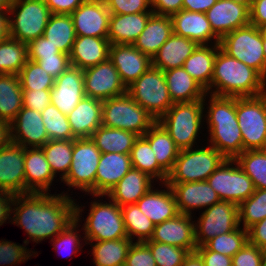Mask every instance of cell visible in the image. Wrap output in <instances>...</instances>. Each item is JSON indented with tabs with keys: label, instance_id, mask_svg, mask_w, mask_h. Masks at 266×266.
<instances>
[{
	"label": "cell",
	"instance_id": "cell-23",
	"mask_svg": "<svg viewBox=\"0 0 266 266\" xmlns=\"http://www.w3.org/2000/svg\"><path fill=\"white\" fill-rule=\"evenodd\" d=\"M11 140L24 148L42 147L49 141L41 113L22 107L11 122Z\"/></svg>",
	"mask_w": 266,
	"mask_h": 266
},
{
	"label": "cell",
	"instance_id": "cell-38",
	"mask_svg": "<svg viewBox=\"0 0 266 266\" xmlns=\"http://www.w3.org/2000/svg\"><path fill=\"white\" fill-rule=\"evenodd\" d=\"M20 78L14 74H0V120L11 123L23 107Z\"/></svg>",
	"mask_w": 266,
	"mask_h": 266
},
{
	"label": "cell",
	"instance_id": "cell-11",
	"mask_svg": "<svg viewBox=\"0 0 266 266\" xmlns=\"http://www.w3.org/2000/svg\"><path fill=\"white\" fill-rule=\"evenodd\" d=\"M101 154L91 138L73 139L71 166L61 182L85 192V195L95 196V175Z\"/></svg>",
	"mask_w": 266,
	"mask_h": 266
},
{
	"label": "cell",
	"instance_id": "cell-30",
	"mask_svg": "<svg viewBox=\"0 0 266 266\" xmlns=\"http://www.w3.org/2000/svg\"><path fill=\"white\" fill-rule=\"evenodd\" d=\"M154 179L139 169L131 168L128 173L106 194L120 207L136 204L154 185Z\"/></svg>",
	"mask_w": 266,
	"mask_h": 266
},
{
	"label": "cell",
	"instance_id": "cell-16",
	"mask_svg": "<svg viewBox=\"0 0 266 266\" xmlns=\"http://www.w3.org/2000/svg\"><path fill=\"white\" fill-rule=\"evenodd\" d=\"M25 148L11 142L0 149V192L25 194Z\"/></svg>",
	"mask_w": 266,
	"mask_h": 266
},
{
	"label": "cell",
	"instance_id": "cell-70",
	"mask_svg": "<svg viewBox=\"0 0 266 266\" xmlns=\"http://www.w3.org/2000/svg\"><path fill=\"white\" fill-rule=\"evenodd\" d=\"M236 3L246 5L249 9L252 6V0H233Z\"/></svg>",
	"mask_w": 266,
	"mask_h": 266
},
{
	"label": "cell",
	"instance_id": "cell-20",
	"mask_svg": "<svg viewBox=\"0 0 266 266\" xmlns=\"http://www.w3.org/2000/svg\"><path fill=\"white\" fill-rule=\"evenodd\" d=\"M85 97L83 69L70 66L57 79L51 89V103L68 115Z\"/></svg>",
	"mask_w": 266,
	"mask_h": 266
},
{
	"label": "cell",
	"instance_id": "cell-47",
	"mask_svg": "<svg viewBox=\"0 0 266 266\" xmlns=\"http://www.w3.org/2000/svg\"><path fill=\"white\" fill-rule=\"evenodd\" d=\"M239 226L248 229L266 218V189L255 192L238 206ZM242 223V224H241Z\"/></svg>",
	"mask_w": 266,
	"mask_h": 266
},
{
	"label": "cell",
	"instance_id": "cell-40",
	"mask_svg": "<svg viewBox=\"0 0 266 266\" xmlns=\"http://www.w3.org/2000/svg\"><path fill=\"white\" fill-rule=\"evenodd\" d=\"M43 36L62 53L70 55L77 37L71 15L51 14Z\"/></svg>",
	"mask_w": 266,
	"mask_h": 266
},
{
	"label": "cell",
	"instance_id": "cell-31",
	"mask_svg": "<svg viewBox=\"0 0 266 266\" xmlns=\"http://www.w3.org/2000/svg\"><path fill=\"white\" fill-rule=\"evenodd\" d=\"M152 13L111 14L108 30L110 44H133L144 30Z\"/></svg>",
	"mask_w": 266,
	"mask_h": 266
},
{
	"label": "cell",
	"instance_id": "cell-41",
	"mask_svg": "<svg viewBox=\"0 0 266 266\" xmlns=\"http://www.w3.org/2000/svg\"><path fill=\"white\" fill-rule=\"evenodd\" d=\"M130 158L133 168L148 174L157 182L159 180L161 184L166 183L168 173L158 164L149 141L144 136H139L135 141Z\"/></svg>",
	"mask_w": 266,
	"mask_h": 266
},
{
	"label": "cell",
	"instance_id": "cell-48",
	"mask_svg": "<svg viewBox=\"0 0 266 266\" xmlns=\"http://www.w3.org/2000/svg\"><path fill=\"white\" fill-rule=\"evenodd\" d=\"M41 115L49 140L76 139L71 131L67 115L52 103L41 112Z\"/></svg>",
	"mask_w": 266,
	"mask_h": 266
},
{
	"label": "cell",
	"instance_id": "cell-64",
	"mask_svg": "<svg viewBox=\"0 0 266 266\" xmlns=\"http://www.w3.org/2000/svg\"><path fill=\"white\" fill-rule=\"evenodd\" d=\"M218 0H183L182 9L206 13Z\"/></svg>",
	"mask_w": 266,
	"mask_h": 266
},
{
	"label": "cell",
	"instance_id": "cell-35",
	"mask_svg": "<svg viewBox=\"0 0 266 266\" xmlns=\"http://www.w3.org/2000/svg\"><path fill=\"white\" fill-rule=\"evenodd\" d=\"M220 44L198 45L194 52L185 60L183 68L206 91L211 86L214 63Z\"/></svg>",
	"mask_w": 266,
	"mask_h": 266
},
{
	"label": "cell",
	"instance_id": "cell-69",
	"mask_svg": "<svg viewBox=\"0 0 266 266\" xmlns=\"http://www.w3.org/2000/svg\"><path fill=\"white\" fill-rule=\"evenodd\" d=\"M14 0H0V10H9Z\"/></svg>",
	"mask_w": 266,
	"mask_h": 266
},
{
	"label": "cell",
	"instance_id": "cell-26",
	"mask_svg": "<svg viewBox=\"0 0 266 266\" xmlns=\"http://www.w3.org/2000/svg\"><path fill=\"white\" fill-rule=\"evenodd\" d=\"M25 194L51 193L54 174L41 147L25 148Z\"/></svg>",
	"mask_w": 266,
	"mask_h": 266
},
{
	"label": "cell",
	"instance_id": "cell-32",
	"mask_svg": "<svg viewBox=\"0 0 266 266\" xmlns=\"http://www.w3.org/2000/svg\"><path fill=\"white\" fill-rule=\"evenodd\" d=\"M172 34L171 17L152 13L133 45L152 59Z\"/></svg>",
	"mask_w": 266,
	"mask_h": 266
},
{
	"label": "cell",
	"instance_id": "cell-63",
	"mask_svg": "<svg viewBox=\"0 0 266 266\" xmlns=\"http://www.w3.org/2000/svg\"><path fill=\"white\" fill-rule=\"evenodd\" d=\"M250 24L258 28L266 24V0H255L252 2Z\"/></svg>",
	"mask_w": 266,
	"mask_h": 266
},
{
	"label": "cell",
	"instance_id": "cell-62",
	"mask_svg": "<svg viewBox=\"0 0 266 266\" xmlns=\"http://www.w3.org/2000/svg\"><path fill=\"white\" fill-rule=\"evenodd\" d=\"M248 242L263 249L266 248V218L249 227Z\"/></svg>",
	"mask_w": 266,
	"mask_h": 266
},
{
	"label": "cell",
	"instance_id": "cell-13",
	"mask_svg": "<svg viewBox=\"0 0 266 266\" xmlns=\"http://www.w3.org/2000/svg\"><path fill=\"white\" fill-rule=\"evenodd\" d=\"M207 182L222 201H229L238 206L256 189L253 181L234 159H226L208 177Z\"/></svg>",
	"mask_w": 266,
	"mask_h": 266
},
{
	"label": "cell",
	"instance_id": "cell-21",
	"mask_svg": "<svg viewBox=\"0 0 266 266\" xmlns=\"http://www.w3.org/2000/svg\"><path fill=\"white\" fill-rule=\"evenodd\" d=\"M191 215L177 214L170 220L155 225L151 240L187 249L194 252L195 242L194 221Z\"/></svg>",
	"mask_w": 266,
	"mask_h": 266
},
{
	"label": "cell",
	"instance_id": "cell-19",
	"mask_svg": "<svg viewBox=\"0 0 266 266\" xmlns=\"http://www.w3.org/2000/svg\"><path fill=\"white\" fill-rule=\"evenodd\" d=\"M70 15L77 36L108 38L111 13L106 4L86 0Z\"/></svg>",
	"mask_w": 266,
	"mask_h": 266
},
{
	"label": "cell",
	"instance_id": "cell-50",
	"mask_svg": "<svg viewBox=\"0 0 266 266\" xmlns=\"http://www.w3.org/2000/svg\"><path fill=\"white\" fill-rule=\"evenodd\" d=\"M22 90H51L55 78L50 76L37 62L27 60L18 74Z\"/></svg>",
	"mask_w": 266,
	"mask_h": 266
},
{
	"label": "cell",
	"instance_id": "cell-68",
	"mask_svg": "<svg viewBox=\"0 0 266 266\" xmlns=\"http://www.w3.org/2000/svg\"><path fill=\"white\" fill-rule=\"evenodd\" d=\"M181 266H204V264L200 255L196 251H194L189 252Z\"/></svg>",
	"mask_w": 266,
	"mask_h": 266
},
{
	"label": "cell",
	"instance_id": "cell-3",
	"mask_svg": "<svg viewBox=\"0 0 266 266\" xmlns=\"http://www.w3.org/2000/svg\"><path fill=\"white\" fill-rule=\"evenodd\" d=\"M213 89V90H212ZM208 94L224 97H250L266 92V80L253 68L217 50Z\"/></svg>",
	"mask_w": 266,
	"mask_h": 266
},
{
	"label": "cell",
	"instance_id": "cell-45",
	"mask_svg": "<svg viewBox=\"0 0 266 266\" xmlns=\"http://www.w3.org/2000/svg\"><path fill=\"white\" fill-rule=\"evenodd\" d=\"M256 189H266V149L246 150L234 159Z\"/></svg>",
	"mask_w": 266,
	"mask_h": 266
},
{
	"label": "cell",
	"instance_id": "cell-29",
	"mask_svg": "<svg viewBox=\"0 0 266 266\" xmlns=\"http://www.w3.org/2000/svg\"><path fill=\"white\" fill-rule=\"evenodd\" d=\"M110 42L108 38L77 36L71 53V66L86 69L106 61L109 58Z\"/></svg>",
	"mask_w": 266,
	"mask_h": 266
},
{
	"label": "cell",
	"instance_id": "cell-39",
	"mask_svg": "<svg viewBox=\"0 0 266 266\" xmlns=\"http://www.w3.org/2000/svg\"><path fill=\"white\" fill-rule=\"evenodd\" d=\"M132 243L128 237L117 240L85 242V244L92 246L91 254L95 266H125Z\"/></svg>",
	"mask_w": 266,
	"mask_h": 266
},
{
	"label": "cell",
	"instance_id": "cell-60",
	"mask_svg": "<svg viewBox=\"0 0 266 266\" xmlns=\"http://www.w3.org/2000/svg\"><path fill=\"white\" fill-rule=\"evenodd\" d=\"M183 0H151V10L158 15L171 17L182 10Z\"/></svg>",
	"mask_w": 266,
	"mask_h": 266
},
{
	"label": "cell",
	"instance_id": "cell-7",
	"mask_svg": "<svg viewBox=\"0 0 266 266\" xmlns=\"http://www.w3.org/2000/svg\"><path fill=\"white\" fill-rule=\"evenodd\" d=\"M50 15L44 0H14L9 9V37L29 44L43 36Z\"/></svg>",
	"mask_w": 266,
	"mask_h": 266
},
{
	"label": "cell",
	"instance_id": "cell-43",
	"mask_svg": "<svg viewBox=\"0 0 266 266\" xmlns=\"http://www.w3.org/2000/svg\"><path fill=\"white\" fill-rule=\"evenodd\" d=\"M28 60V44L7 37L0 42V74L18 75Z\"/></svg>",
	"mask_w": 266,
	"mask_h": 266
},
{
	"label": "cell",
	"instance_id": "cell-55",
	"mask_svg": "<svg viewBox=\"0 0 266 266\" xmlns=\"http://www.w3.org/2000/svg\"><path fill=\"white\" fill-rule=\"evenodd\" d=\"M262 249L249 242L232 257V266H261Z\"/></svg>",
	"mask_w": 266,
	"mask_h": 266
},
{
	"label": "cell",
	"instance_id": "cell-36",
	"mask_svg": "<svg viewBox=\"0 0 266 266\" xmlns=\"http://www.w3.org/2000/svg\"><path fill=\"white\" fill-rule=\"evenodd\" d=\"M143 136L149 141L158 164L169 173L180 152L169 133L156 121Z\"/></svg>",
	"mask_w": 266,
	"mask_h": 266
},
{
	"label": "cell",
	"instance_id": "cell-15",
	"mask_svg": "<svg viewBox=\"0 0 266 266\" xmlns=\"http://www.w3.org/2000/svg\"><path fill=\"white\" fill-rule=\"evenodd\" d=\"M86 97L101 101L127 93L117 69L108 58L106 61L83 70Z\"/></svg>",
	"mask_w": 266,
	"mask_h": 266
},
{
	"label": "cell",
	"instance_id": "cell-6",
	"mask_svg": "<svg viewBox=\"0 0 266 266\" xmlns=\"http://www.w3.org/2000/svg\"><path fill=\"white\" fill-rule=\"evenodd\" d=\"M155 122V118L128 93L102 101V125L105 127L143 136Z\"/></svg>",
	"mask_w": 266,
	"mask_h": 266
},
{
	"label": "cell",
	"instance_id": "cell-22",
	"mask_svg": "<svg viewBox=\"0 0 266 266\" xmlns=\"http://www.w3.org/2000/svg\"><path fill=\"white\" fill-rule=\"evenodd\" d=\"M166 184L173 190L179 213L192 216V210L207 209L221 201L207 181Z\"/></svg>",
	"mask_w": 266,
	"mask_h": 266
},
{
	"label": "cell",
	"instance_id": "cell-56",
	"mask_svg": "<svg viewBox=\"0 0 266 266\" xmlns=\"http://www.w3.org/2000/svg\"><path fill=\"white\" fill-rule=\"evenodd\" d=\"M54 55H67L62 53L56 46L41 36L28 44V59L36 62L40 57H49Z\"/></svg>",
	"mask_w": 266,
	"mask_h": 266
},
{
	"label": "cell",
	"instance_id": "cell-14",
	"mask_svg": "<svg viewBox=\"0 0 266 266\" xmlns=\"http://www.w3.org/2000/svg\"><path fill=\"white\" fill-rule=\"evenodd\" d=\"M194 224L197 247L220 234L232 232L239 227L238 205L219 201L205 209Z\"/></svg>",
	"mask_w": 266,
	"mask_h": 266
},
{
	"label": "cell",
	"instance_id": "cell-74",
	"mask_svg": "<svg viewBox=\"0 0 266 266\" xmlns=\"http://www.w3.org/2000/svg\"><path fill=\"white\" fill-rule=\"evenodd\" d=\"M87 1H94V2H98V3L106 4L109 0H87Z\"/></svg>",
	"mask_w": 266,
	"mask_h": 266
},
{
	"label": "cell",
	"instance_id": "cell-46",
	"mask_svg": "<svg viewBox=\"0 0 266 266\" xmlns=\"http://www.w3.org/2000/svg\"><path fill=\"white\" fill-rule=\"evenodd\" d=\"M80 204L75 202V220L70 223L59 235H57L54 239L51 240L53 242L52 246L58 254H61L63 257L69 258L71 255L78 253L80 248H83L82 243H80L81 237L84 236L79 234V222L82 217V212L84 211ZM81 215V216H80ZM77 228V229H76ZM63 249V250H62Z\"/></svg>",
	"mask_w": 266,
	"mask_h": 266
},
{
	"label": "cell",
	"instance_id": "cell-44",
	"mask_svg": "<svg viewBox=\"0 0 266 266\" xmlns=\"http://www.w3.org/2000/svg\"><path fill=\"white\" fill-rule=\"evenodd\" d=\"M45 153L54 176L60 172L61 181L67 176L73 153V139L71 140H49L41 147Z\"/></svg>",
	"mask_w": 266,
	"mask_h": 266
},
{
	"label": "cell",
	"instance_id": "cell-65",
	"mask_svg": "<svg viewBox=\"0 0 266 266\" xmlns=\"http://www.w3.org/2000/svg\"><path fill=\"white\" fill-rule=\"evenodd\" d=\"M14 195L0 192V226L11 217V204Z\"/></svg>",
	"mask_w": 266,
	"mask_h": 266
},
{
	"label": "cell",
	"instance_id": "cell-8",
	"mask_svg": "<svg viewBox=\"0 0 266 266\" xmlns=\"http://www.w3.org/2000/svg\"><path fill=\"white\" fill-rule=\"evenodd\" d=\"M128 95L158 121L174 104L164 71L150 67L127 87Z\"/></svg>",
	"mask_w": 266,
	"mask_h": 266
},
{
	"label": "cell",
	"instance_id": "cell-33",
	"mask_svg": "<svg viewBox=\"0 0 266 266\" xmlns=\"http://www.w3.org/2000/svg\"><path fill=\"white\" fill-rule=\"evenodd\" d=\"M197 46L196 42L173 33L152 57V67L162 71L183 67Z\"/></svg>",
	"mask_w": 266,
	"mask_h": 266
},
{
	"label": "cell",
	"instance_id": "cell-49",
	"mask_svg": "<svg viewBox=\"0 0 266 266\" xmlns=\"http://www.w3.org/2000/svg\"><path fill=\"white\" fill-rule=\"evenodd\" d=\"M248 242V231L239 226L236 230L220 234L207 241L204 246L220 254L233 257Z\"/></svg>",
	"mask_w": 266,
	"mask_h": 266
},
{
	"label": "cell",
	"instance_id": "cell-24",
	"mask_svg": "<svg viewBox=\"0 0 266 266\" xmlns=\"http://www.w3.org/2000/svg\"><path fill=\"white\" fill-rule=\"evenodd\" d=\"M171 20L175 35L186 37L198 45L220 44V39L213 33L206 13L182 9L172 15Z\"/></svg>",
	"mask_w": 266,
	"mask_h": 266
},
{
	"label": "cell",
	"instance_id": "cell-12",
	"mask_svg": "<svg viewBox=\"0 0 266 266\" xmlns=\"http://www.w3.org/2000/svg\"><path fill=\"white\" fill-rule=\"evenodd\" d=\"M220 48L230 57L256 70L265 79L263 37L260 28L251 24L238 28L220 40Z\"/></svg>",
	"mask_w": 266,
	"mask_h": 266
},
{
	"label": "cell",
	"instance_id": "cell-1",
	"mask_svg": "<svg viewBox=\"0 0 266 266\" xmlns=\"http://www.w3.org/2000/svg\"><path fill=\"white\" fill-rule=\"evenodd\" d=\"M64 191L61 194L26 193L15 195L11 204L10 223L25 230L29 240L40 243L54 239L75 220V200Z\"/></svg>",
	"mask_w": 266,
	"mask_h": 266
},
{
	"label": "cell",
	"instance_id": "cell-53",
	"mask_svg": "<svg viewBox=\"0 0 266 266\" xmlns=\"http://www.w3.org/2000/svg\"><path fill=\"white\" fill-rule=\"evenodd\" d=\"M106 5L111 14L153 12L151 0H109Z\"/></svg>",
	"mask_w": 266,
	"mask_h": 266
},
{
	"label": "cell",
	"instance_id": "cell-28",
	"mask_svg": "<svg viewBox=\"0 0 266 266\" xmlns=\"http://www.w3.org/2000/svg\"><path fill=\"white\" fill-rule=\"evenodd\" d=\"M67 118L76 138H90L102 125V101L85 96Z\"/></svg>",
	"mask_w": 266,
	"mask_h": 266
},
{
	"label": "cell",
	"instance_id": "cell-5",
	"mask_svg": "<svg viewBox=\"0 0 266 266\" xmlns=\"http://www.w3.org/2000/svg\"><path fill=\"white\" fill-rule=\"evenodd\" d=\"M206 146L180 150L166 183L207 181L226 158L211 145Z\"/></svg>",
	"mask_w": 266,
	"mask_h": 266
},
{
	"label": "cell",
	"instance_id": "cell-42",
	"mask_svg": "<svg viewBox=\"0 0 266 266\" xmlns=\"http://www.w3.org/2000/svg\"><path fill=\"white\" fill-rule=\"evenodd\" d=\"M127 237L134 242H145L152 238L155 224L139 209L137 204L121 207Z\"/></svg>",
	"mask_w": 266,
	"mask_h": 266
},
{
	"label": "cell",
	"instance_id": "cell-61",
	"mask_svg": "<svg viewBox=\"0 0 266 266\" xmlns=\"http://www.w3.org/2000/svg\"><path fill=\"white\" fill-rule=\"evenodd\" d=\"M51 14L70 15L86 0H44Z\"/></svg>",
	"mask_w": 266,
	"mask_h": 266
},
{
	"label": "cell",
	"instance_id": "cell-59",
	"mask_svg": "<svg viewBox=\"0 0 266 266\" xmlns=\"http://www.w3.org/2000/svg\"><path fill=\"white\" fill-rule=\"evenodd\" d=\"M201 257L204 266H232V257L208 250L204 245L195 250Z\"/></svg>",
	"mask_w": 266,
	"mask_h": 266
},
{
	"label": "cell",
	"instance_id": "cell-4",
	"mask_svg": "<svg viewBox=\"0 0 266 266\" xmlns=\"http://www.w3.org/2000/svg\"><path fill=\"white\" fill-rule=\"evenodd\" d=\"M205 106L203 100L174 103L158 120L180 150L189 149L197 143L202 123L205 122Z\"/></svg>",
	"mask_w": 266,
	"mask_h": 266
},
{
	"label": "cell",
	"instance_id": "cell-67",
	"mask_svg": "<svg viewBox=\"0 0 266 266\" xmlns=\"http://www.w3.org/2000/svg\"><path fill=\"white\" fill-rule=\"evenodd\" d=\"M9 37V10H0V42Z\"/></svg>",
	"mask_w": 266,
	"mask_h": 266
},
{
	"label": "cell",
	"instance_id": "cell-10",
	"mask_svg": "<svg viewBox=\"0 0 266 266\" xmlns=\"http://www.w3.org/2000/svg\"><path fill=\"white\" fill-rule=\"evenodd\" d=\"M236 116L243 138V151L266 149V92L236 98Z\"/></svg>",
	"mask_w": 266,
	"mask_h": 266
},
{
	"label": "cell",
	"instance_id": "cell-18",
	"mask_svg": "<svg viewBox=\"0 0 266 266\" xmlns=\"http://www.w3.org/2000/svg\"><path fill=\"white\" fill-rule=\"evenodd\" d=\"M109 59L127 88L152 66V60L133 44H110Z\"/></svg>",
	"mask_w": 266,
	"mask_h": 266
},
{
	"label": "cell",
	"instance_id": "cell-51",
	"mask_svg": "<svg viewBox=\"0 0 266 266\" xmlns=\"http://www.w3.org/2000/svg\"><path fill=\"white\" fill-rule=\"evenodd\" d=\"M150 248L157 266H181L189 254L187 249L150 240L145 241Z\"/></svg>",
	"mask_w": 266,
	"mask_h": 266
},
{
	"label": "cell",
	"instance_id": "cell-17",
	"mask_svg": "<svg viewBox=\"0 0 266 266\" xmlns=\"http://www.w3.org/2000/svg\"><path fill=\"white\" fill-rule=\"evenodd\" d=\"M213 33L221 40L225 35L250 24V9L233 0H218L207 12Z\"/></svg>",
	"mask_w": 266,
	"mask_h": 266
},
{
	"label": "cell",
	"instance_id": "cell-25",
	"mask_svg": "<svg viewBox=\"0 0 266 266\" xmlns=\"http://www.w3.org/2000/svg\"><path fill=\"white\" fill-rule=\"evenodd\" d=\"M132 168L130 154L102 153L95 175V198L104 197Z\"/></svg>",
	"mask_w": 266,
	"mask_h": 266
},
{
	"label": "cell",
	"instance_id": "cell-9",
	"mask_svg": "<svg viewBox=\"0 0 266 266\" xmlns=\"http://www.w3.org/2000/svg\"><path fill=\"white\" fill-rule=\"evenodd\" d=\"M94 200L82 225L85 232L82 240L93 242L127 238L121 207L110 198L109 203Z\"/></svg>",
	"mask_w": 266,
	"mask_h": 266
},
{
	"label": "cell",
	"instance_id": "cell-34",
	"mask_svg": "<svg viewBox=\"0 0 266 266\" xmlns=\"http://www.w3.org/2000/svg\"><path fill=\"white\" fill-rule=\"evenodd\" d=\"M168 91L173 103L203 100L206 90L183 67L164 71Z\"/></svg>",
	"mask_w": 266,
	"mask_h": 266
},
{
	"label": "cell",
	"instance_id": "cell-73",
	"mask_svg": "<svg viewBox=\"0 0 266 266\" xmlns=\"http://www.w3.org/2000/svg\"><path fill=\"white\" fill-rule=\"evenodd\" d=\"M260 30L262 32V37H266V24L262 25Z\"/></svg>",
	"mask_w": 266,
	"mask_h": 266
},
{
	"label": "cell",
	"instance_id": "cell-27",
	"mask_svg": "<svg viewBox=\"0 0 266 266\" xmlns=\"http://www.w3.org/2000/svg\"><path fill=\"white\" fill-rule=\"evenodd\" d=\"M167 189L153 190L152 187L137 202L139 209L155 224L170 220L179 214L175 195L171 187L162 183Z\"/></svg>",
	"mask_w": 266,
	"mask_h": 266
},
{
	"label": "cell",
	"instance_id": "cell-57",
	"mask_svg": "<svg viewBox=\"0 0 266 266\" xmlns=\"http://www.w3.org/2000/svg\"><path fill=\"white\" fill-rule=\"evenodd\" d=\"M36 62L55 79L71 66L69 55L40 57Z\"/></svg>",
	"mask_w": 266,
	"mask_h": 266
},
{
	"label": "cell",
	"instance_id": "cell-37",
	"mask_svg": "<svg viewBox=\"0 0 266 266\" xmlns=\"http://www.w3.org/2000/svg\"><path fill=\"white\" fill-rule=\"evenodd\" d=\"M138 137L136 133L101 125L90 138L101 153L130 154Z\"/></svg>",
	"mask_w": 266,
	"mask_h": 266
},
{
	"label": "cell",
	"instance_id": "cell-58",
	"mask_svg": "<svg viewBox=\"0 0 266 266\" xmlns=\"http://www.w3.org/2000/svg\"><path fill=\"white\" fill-rule=\"evenodd\" d=\"M23 107L42 112L51 103V90H23Z\"/></svg>",
	"mask_w": 266,
	"mask_h": 266
},
{
	"label": "cell",
	"instance_id": "cell-52",
	"mask_svg": "<svg viewBox=\"0 0 266 266\" xmlns=\"http://www.w3.org/2000/svg\"><path fill=\"white\" fill-rule=\"evenodd\" d=\"M11 241L0 240V266H15L19 265L22 262L25 263L31 256H38L37 252L35 253L32 250L27 249V245H20ZM36 254V255H35Z\"/></svg>",
	"mask_w": 266,
	"mask_h": 266
},
{
	"label": "cell",
	"instance_id": "cell-66",
	"mask_svg": "<svg viewBox=\"0 0 266 266\" xmlns=\"http://www.w3.org/2000/svg\"><path fill=\"white\" fill-rule=\"evenodd\" d=\"M11 142V123L0 120V149Z\"/></svg>",
	"mask_w": 266,
	"mask_h": 266
},
{
	"label": "cell",
	"instance_id": "cell-71",
	"mask_svg": "<svg viewBox=\"0 0 266 266\" xmlns=\"http://www.w3.org/2000/svg\"><path fill=\"white\" fill-rule=\"evenodd\" d=\"M261 266H266V248L262 249Z\"/></svg>",
	"mask_w": 266,
	"mask_h": 266
},
{
	"label": "cell",
	"instance_id": "cell-72",
	"mask_svg": "<svg viewBox=\"0 0 266 266\" xmlns=\"http://www.w3.org/2000/svg\"><path fill=\"white\" fill-rule=\"evenodd\" d=\"M263 52L265 58V80H266V37H263Z\"/></svg>",
	"mask_w": 266,
	"mask_h": 266
},
{
	"label": "cell",
	"instance_id": "cell-2",
	"mask_svg": "<svg viewBox=\"0 0 266 266\" xmlns=\"http://www.w3.org/2000/svg\"><path fill=\"white\" fill-rule=\"evenodd\" d=\"M209 97L208 103L205 99ZM210 101V102H209ZM207 105L204 112V120L210 140L209 145L214 147L226 159H235L243 152V138L238 126L236 116V97H224L208 93L203 99Z\"/></svg>",
	"mask_w": 266,
	"mask_h": 266
},
{
	"label": "cell",
	"instance_id": "cell-54",
	"mask_svg": "<svg viewBox=\"0 0 266 266\" xmlns=\"http://www.w3.org/2000/svg\"><path fill=\"white\" fill-rule=\"evenodd\" d=\"M153 254L145 242H133L129 248L125 266H157Z\"/></svg>",
	"mask_w": 266,
	"mask_h": 266
}]
</instances>
